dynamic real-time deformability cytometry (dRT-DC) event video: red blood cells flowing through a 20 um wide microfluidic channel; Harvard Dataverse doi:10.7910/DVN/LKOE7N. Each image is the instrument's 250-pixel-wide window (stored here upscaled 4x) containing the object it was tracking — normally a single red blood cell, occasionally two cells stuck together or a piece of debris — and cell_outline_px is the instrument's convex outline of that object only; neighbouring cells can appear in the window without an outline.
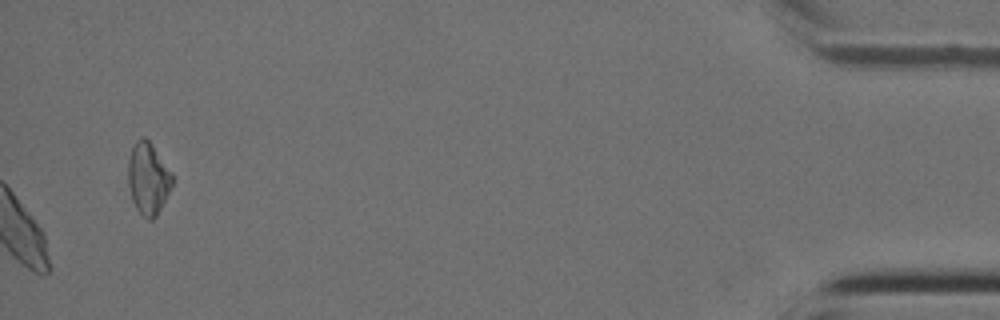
{"species": "Egyptian fruit bat (a non-hibernating species)", "species_latin": "Rousettus aegyptiacus", "temperature_condition": "cold", "stored_images_in_passage": 30, "camera_frame_rate_fps": 3000, "um_per_image_px": 0.085, "animal": {"sex": "female"}, "frame": {"image": 1, "passage_image": 30, "time_ms": 9.667, "image_size_px": [1000, 320], "cell_outline_px": [[172, 180], [156, 212], [152, 216], [136, 204], [132, 192], [132, 152], [144, 140], [148, 140], [172, 176]], "centroid_in_image_um": [12.66, 15.12], "position_along_channel_um": 422.5, "area_um2": 14.74}}